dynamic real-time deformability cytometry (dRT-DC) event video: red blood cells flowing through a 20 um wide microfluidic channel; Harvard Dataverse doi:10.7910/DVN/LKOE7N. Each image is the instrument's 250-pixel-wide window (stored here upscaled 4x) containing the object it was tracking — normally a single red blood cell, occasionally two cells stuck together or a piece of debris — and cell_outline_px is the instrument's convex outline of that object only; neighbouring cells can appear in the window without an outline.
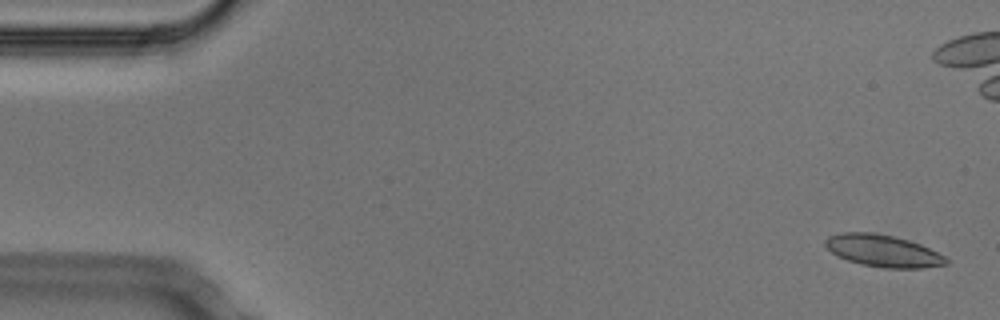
{"species": "Egyptian fruit bat (a non-hibernating species)", "species_latin": "Rousettus aegyptiacus", "temperature_condition": "cold", "stored_images_in_passage": 54, "camera_frame_rate_fps": 3000, "um_per_image_px": 0.085, "animal": {"sex": "male"}, "frame": {"image": 1, "passage_image": 2, "time_ms": 0.333, "image_size_px": [1000, 320], "cell_outline_px": [[948, 264], [920, 268], [884, 268], [860, 264], [836, 256], [824, 244], [824, 240], [828, 236], [840, 232], [872, 232], [892, 236], [908, 240], [920, 244], [944, 256], [948, 260]], "centroid_in_image_um": [75.01, 21.32], "position_along_channel_um": 10.0, "area_um2": 22.48}}
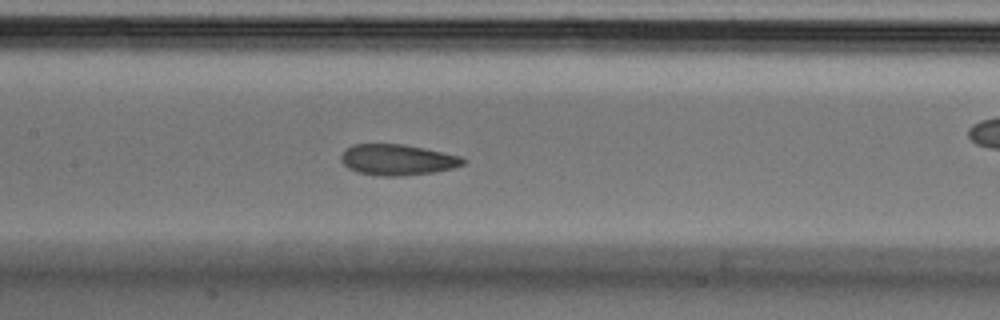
{"frame": {"image": 2, "passage_image": 25, "time_ms": 8.0, "image_size_px": [1000, 320], "cell_outline_px": [[468, 160], [464, 164], [452, 168], [436, 172], [396, 176], [384, 176], [356, 172], [348, 168], [340, 160], [340, 156], [352, 144], [404, 144], [424, 148], [460, 156]], "centroid_in_image_um": [33.79, 13.58], "position_along_channel_um": 173.6, "area_um2": 21.91}}
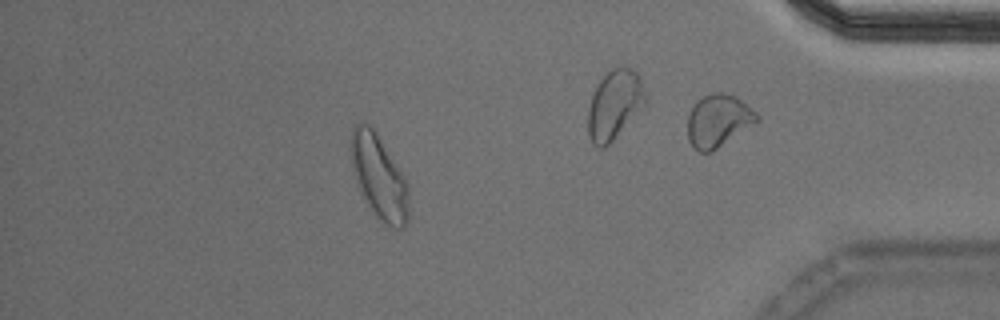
{"frame": {"image": 3, "passage_image": 47, "time_ms": 15.333, "image_size_px": [1000, 320], "cell_outline_px": [[408, 220], [400, 228], [396, 228], [380, 220], [376, 216], [368, 204], [364, 196], [356, 176], [352, 164], [348, 148], [352, 128], [356, 124], [364, 120], [376, 132], [404, 176], [408, 184]], "centroid_in_image_um": [32.2, 14.96], "position_along_channel_um": 403.0, "area_um2": 27.86}, "authors_computed_cell_mechanics": {"area_um2": 22.8888, "velocity_mm_per_s": 3.7336, "shape_relaxation_time_tau1_ms": 7.2286, "shape_relaxation_time_tau2_ms": 1.8112, "deformation_change_tau1": 0.1606, "deformation_change_tau2": 0.0797}}